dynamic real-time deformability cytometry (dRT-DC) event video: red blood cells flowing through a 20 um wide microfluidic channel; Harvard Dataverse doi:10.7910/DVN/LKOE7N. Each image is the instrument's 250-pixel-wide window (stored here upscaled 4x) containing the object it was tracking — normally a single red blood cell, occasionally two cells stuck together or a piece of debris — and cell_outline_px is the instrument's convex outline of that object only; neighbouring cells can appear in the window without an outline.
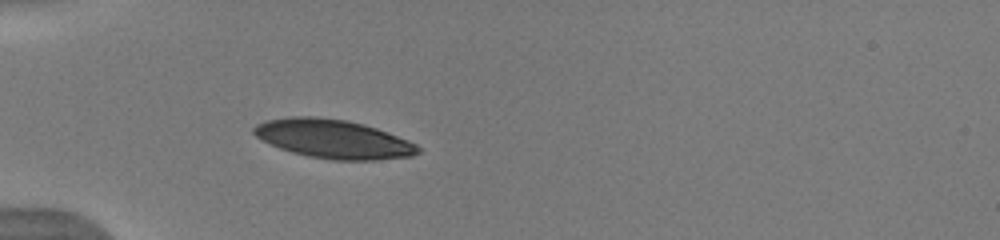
{"species": "human", "species_latin": "Homo sapiens", "temperature_condition": "warm", "stored_images_in_passage": 27, "camera_frame_rate_fps": 3000, "um_per_image_px": 0.085, "donor": {"sex": "male"}, "frame": {"image": 1, "passage_image": 1, "time_ms": 0.0, "image_size_px": [1000, 240], "cell_outline_px": [[420, 152], [412, 156], [376, 160], [332, 160], [308, 156], [292, 152], [280, 148], [256, 136], [252, 132], [252, 128], [256, 124], [264, 120], [288, 116], [316, 116], [348, 120], [364, 124], [376, 128], [408, 140], [416, 144], [420, 148]], "centroid_in_image_um": [28.32, 11.8], "position_along_channel_um": 56.7, "area_um2": 37.22}, "authors_computed_cell_mechanics": {"area_um2": 38.2058, "velocity_mm_per_s": 3.9487, "shape_relaxation_time_tau1_ms": 4.0514, "shape_relaxation_time_tau2_ms": 1.6565, "deformation_change_tau1": 0.1561, "deformation_change_tau2": 0.0776}}